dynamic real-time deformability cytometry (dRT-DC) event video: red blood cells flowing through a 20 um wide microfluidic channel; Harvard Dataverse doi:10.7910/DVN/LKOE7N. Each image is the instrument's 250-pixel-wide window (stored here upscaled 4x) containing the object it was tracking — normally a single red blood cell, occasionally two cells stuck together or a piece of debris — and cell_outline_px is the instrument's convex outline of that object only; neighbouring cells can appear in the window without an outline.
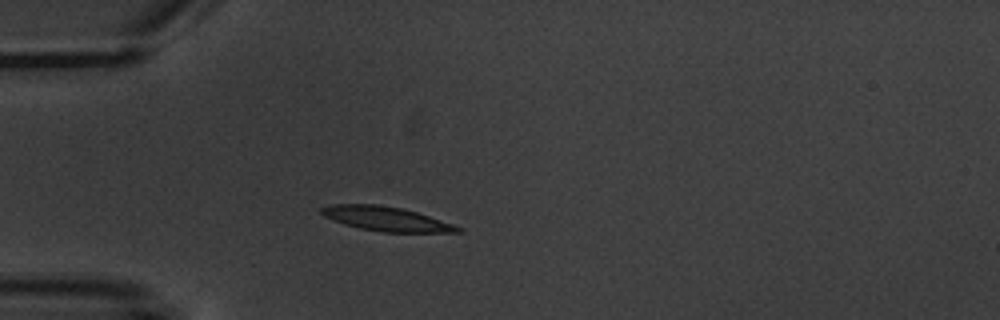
{"species": "common noctule bat (a hibernating species)", "species_latin": "Nyctalus noctula", "temperature_condition": "warm", "stored_images_in_passage": 4, "camera_frame_rate_fps": 3000, "um_per_image_px": 0.085, "animal": {"sex": "male", "body_mass_g": 20.1, "forearm_length_mm": 53.5}, "frame": {"image": 1, "passage_image": 3, "time_ms": 3.0, "image_size_px": [1000, 320], "cell_outline_px": [[464, 232], [380, 232], [360, 228], [344, 224], [324, 216], [320, 212], [320, 208], [332, 204], [376, 204], [400, 208], [416, 212], [464, 228]], "centroid_in_image_um": [32.81, 18.6], "position_along_channel_um": 52.2, "area_um2": 19.13}}